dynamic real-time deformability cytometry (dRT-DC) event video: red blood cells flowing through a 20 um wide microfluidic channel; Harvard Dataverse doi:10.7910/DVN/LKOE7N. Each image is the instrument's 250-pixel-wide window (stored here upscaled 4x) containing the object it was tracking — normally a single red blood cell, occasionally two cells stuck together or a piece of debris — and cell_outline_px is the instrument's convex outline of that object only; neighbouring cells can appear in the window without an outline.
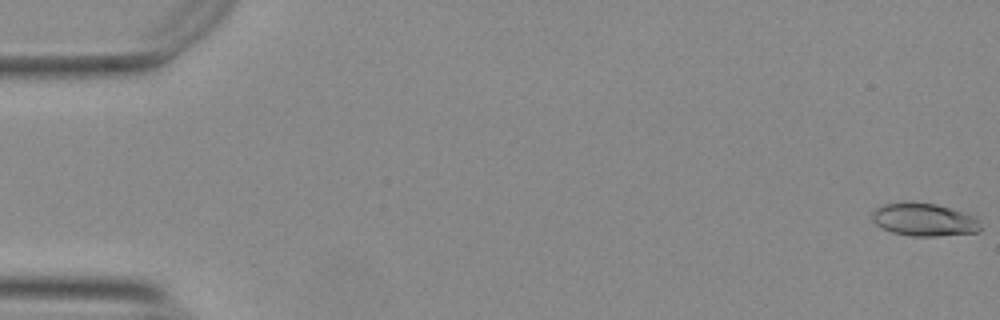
{"species": "Egyptian fruit bat (a non-hibernating species)", "species_latin": "Rousettus aegyptiacus", "temperature_condition": "warm", "stored_images_in_passage": 55, "camera_frame_rate_fps": 3000, "um_per_image_px": 0.085, "animal": {"sex": "female"}, "frame": {"image": 1, "passage_image": 1, "time_ms": 0.0, "image_size_px": [1000, 320], "cell_outline_px": [[980, 232], [936, 236], [912, 236], [892, 232], [876, 224], [872, 220], [872, 212], [876, 208], [884, 204], [904, 200], [936, 204], [968, 212], [976, 216], [980, 220]], "centroid_in_image_um": [78.58, 18.64], "position_along_channel_um": 6.4, "area_um2": 21.27}}
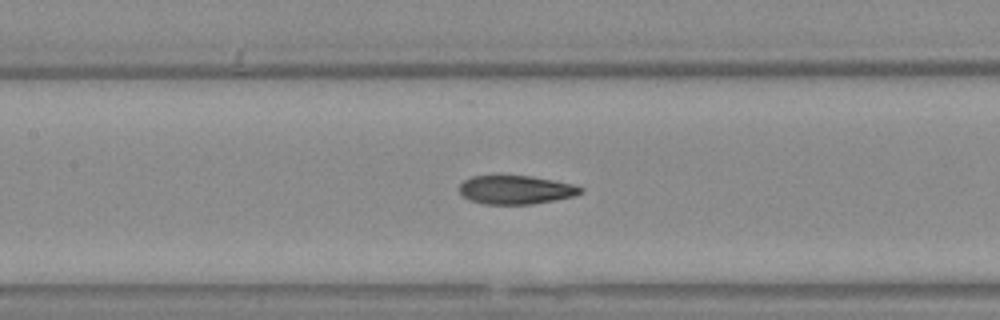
{"frame": {"image": 2, "passage_image": 26, "time_ms": 8.333, "image_size_px": [1000, 320], "cell_outline_px": [[584, 192], [576, 196], [532, 204], [484, 204], [468, 200], [460, 192], [460, 184], [464, 180], [472, 176], [532, 176], [572, 184], [584, 188]], "centroid_in_image_um": [43.87, 16.14], "position_along_channel_um": 163.5, "area_um2": 20.23}}
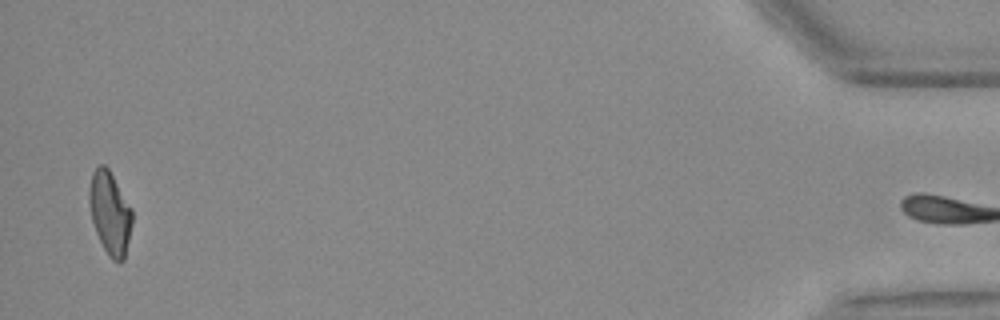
{"frame": {"image": 3, "passage_image": 54, "time_ms": 17.667, "image_size_px": [1000, 320], "cell_outline_px": [[132, 224], [124, 260], [120, 264], [112, 260], [108, 256], [96, 232], [92, 220], [88, 200], [88, 192], [92, 172], [100, 164], [104, 164], [108, 168], [132, 208]], "centroid_in_image_um": [9.34, 18.11], "position_along_channel_um": 425.9, "area_um2": 20.81}, "authors_computed_cell_mechanics": {"area_um2": 20.9236, "velocity_mm_per_s": 3.7659, "shape_relaxation_time_tau1_ms": 7.7504, "shape_relaxation_time_tau2_ms": 2.3057, "deformation_change_tau1": 0.2249, "deformation_change_tau2": 0.0959}}